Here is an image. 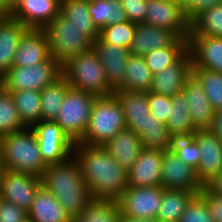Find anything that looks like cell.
<instances>
[{"mask_svg": "<svg viewBox=\"0 0 222 222\" xmlns=\"http://www.w3.org/2000/svg\"><path fill=\"white\" fill-rule=\"evenodd\" d=\"M153 74L144 57L129 55L123 77V90L149 91Z\"/></svg>", "mask_w": 222, "mask_h": 222, "instance_id": "83f0119b", "label": "cell"}, {"mask_svg": "<svg viewBox=\"0 0 222 222\" xmlns=\"http://www.w3.org/2000/svg\"><path fill=\"white\" fill-rule=\"evenodd\" d=\"M28 218L33 222H72L59 201L41 186L32 201Z\"/></svg>", "mask_w": 222, "mask_h": 222, "instance_id": "d4e9b609", "label": "cell"}, {"mask_svg": "<svg viewBox=\"0 0 222 222\" xmlns=\"http://www.w3.org/2000/svg\"><path fill=\"white\" fill-rule=\"evenodd\" d=\"M97 97L69 87L55 122L74 143L79 142L88 126L92 105Z\"/></svg>", "mask_w": 222, "mask_h": 222, "instance_id": "ba28073f", "label": "cell"}, {"mask_svg": "<svg viewBox=\"0 0 222 222\" xmlns=\"http://www.w3.org/2000/svg\"><path fill=\"white\" fill-rule=\"evenodd\" d=\"M146 10L145 24L171 31L178 38L188 39L191 21L174 0H147Z\"/></svg>", "mask_w": 222, "mask_h": 222, "instance_id": "7c38bea8", "label": "cell"}, {"mask_svg": "<svg viewBox=\"0 0 222 222\" xmlns=\"http://www.w3.org/2000/svg\"><path fill=\"white\" fill-rule=\"evenodd\" d=\"M0 140L6 169L42 176L48 165L42 159L39 143L32 128L26 127L6 134Z\"/></svg>", "mask_w": 222, "mask_h": 222, "instance_id": "277c9868", "label": "cell"}, {"mask_svg": "<svg viewBox=\"0 0 222 222\" xmlns=\"http://www.w3.org/2000/svg\"><path fill=\"white\" fill-rule=\"evenodd\" d=\"M210 130L222 140V109L215 111Z\"/></svg>", "mask_w": 222, "mask_h": 222, "instance_id": "c3c4849f", "label": "cell"}, {"mask_svg": "<svg viewBox=\"0 0 222 222\" xmlns=\"http://www.w3.org/2000/svg\"><path fill=\"white\" fill-rule=\"evenodd\" d=\"M25 128L18 115L12 94L4 89L0 92V138Z\"/></svg>", "mask_w": 222, "mask_h": 222, "instance_id": "74e56055", "label": "cell"}, {"mask_svg": "<svg viewBox=\"0 0 222 222\" xmlns=\"http://www.w3.org/2000/svg\"><path fill=\"white\" fill-rule=\"evenodd\" d=\"M50 56L61 66L93 46V41L60 13L44 28Z\"/></svg>", "mask_w": 222, "mask_h": 222, "instance_id": "52a82bcc", "label": "cell"}, {"mask_svg": "<svg viewBox=\"0 0 222 222\" xmlns=\"http://www.w3.org/2000/svg\"><path fill=\"white\" fill-rule=\"evenodd\" d=\"M192 72L200 79L204 92L211 107L215 110L222 109V73L213 72L202 68H192Z\"/></svg>", "mask_w": 222, "mask_h": 222, "instance_id": "f35d334b", "label": "cell"}, {"mask_svg": "<svg viewBox=\"0 0 222 222\" xmlns=\"http://www.w3.org/2000/svg\"><path fill=\"white\" fill-rule=\"evenodd\" d=\"M205 197L209 213L215 222H222V196L210 193L205 187L200 192Z\"/></svg>", "mask_w": 222, "mask_h": 222, "instance_id": "f6af8a7d", "label": "cell"}, {"mask_svg": "<svg viewBox=\"0 0 222 222\" xmlns=\"http://www.w3.org/2000/svg\"><path fill=\"white\" fill-rule=\"evenodd\" d=\"M221 3L222 0H191V21L203 10Z\"/></svg>", "mask_w": 222, "mask_h": 222, "instance_id": "bcb514c9", "label": "cell"}, {"mask_svg": "<svg viewBox=\"0 0 222 222\" xmlns=\"http://www.w3.org/2000/svg\"><path fill=\"white\" fill-rule=\"evenodd\" d=\"M164 190L162 186L127 187L117 200L121 216L156 220Z\"/></svg>", "mask_w": 222, "mask_h": 222, "instance_id": "30bf717a", "label": "cell"}, {"mask_svg": "<svg viewBox=\"0 0 222 222\" xmlns=\"http://www.w3.org/2000/svg\"><path fill=\"white\" fill-rule=\"evenodd\" d=\"M69 87L67 80L61 76L53 84L44 87L40 91L41 116L43 121L56 120Z\"/></svg>", "mask_w": 222, "mask_h": 222, "instance_id": "d6a6232c", "label": "cell"}, {"mask_svg": "<svg viewBox=\"0 0 222 222\" xmlns=\"http://www.w3.org/2000/svg\"><path fill=\"white\" fill-rule=\"evenodd\" d=\"M187 99L191 121L196 131L210 130L215 110L207 99L200 79L191 72L182 91Z\"/></svg>", "mask_w": 222, "mask_h": 222, "instance_id": "e0dca14e", "label": "cell"}, {"mask_svg": "<svg viewBox=\"0 0 222 222\" xmlns=\"http://www.w3.org/2000/svg\"><path fill=\"white\" fill-rule=\"evenodd\" d=\"M62 76V66L51 56L44 62L30 67L12 66L4 74L5 90L8 92L35 90L53 84Z\"/></svg>", "mask_w": 222, "mask_h": 222, "instance_id": "9c48e42d", "label": "cell"}, {"mask_svg": "<svg viewBox=\"0 0 222 222\" xmlns=\"http://www.w3.org/2000/svg\"><path fill=\"white\" fill-rule=\"evenodd\" d=\"M50 57L48 38L44 29L29 28L21 37L12 66L30 67Z\"/></svg>", "mask_w": 222, "mask_h": 222, "instance_id": "ffe728a7", "label": "cell"}, {"mask_svg": "<svg viewBox=\"0 0 222 222\" xmlns=\"http://www.w3.org/2000/svg\"><path fill=\"white\" fill-rule=\"evenodd\" d=\"M41 184L71 218L79 216L93 200L82 178L80 165L73 156L63 163L48 165L41 176Z\"/></svg>", "mask_w": 222, "mask_h": 222, "instance_id": "3957f363", "label": "cell"}, {"mask_svg": "<svg viewBox=\"0 0 222 222\" xmlns=\"http://www.w3.org/2000/svg\"><path fill=\"white\" fill-rule=\"evenodd\" d=\"M5 89L4 74L0 71V92Z\"/></svg>", "mask_w": 222, "mask_h": 222, "instance_id": "11a10c76", "label": "cell"}, {"mask_svg": "<svg viewBox=\"0 0 222 222\" xmlns=\"http://www.w3.org/2000/svg\"><path fill=\"white\" fill-rule=\"evenodd\" d=\"M92 48L101 61L109 87L113 91L121 89L129 50L105 43L100 37L93 42Z\"/></svg>", "mask_w": 222, "mask_h": 222, "instance_id": "d6986e66", "label": "cell"}, {"mask_svg": "<svg viewBox=\"0 0 222 222\" xmlns=\"http://www.w3.org/2000/svg\"><path fill=\"white\" fill-rule=\"evenodd\" d=\"M41 186L39 176L5 169L0 178V198L28 212Z\"/></svg>", "mask_w": 222, "mask_h": 222, "instance_id": "4fadbf2b", "label": "cell"}, {"mask_svg": "<svg viewBox=\"0 0 222 222\" xmlns=\"http://www.w3.org/2000/svg\"><path fill=\"white\" fill-rule=\"evenodd\" d=\"M60 14L74 26L82 30L93 42L100 37V31L94 25L86 0H61Z\"/></svg>", "mask_w": 222, "mask_h": 222, "instance_id": "4316f807", "label": "cell"}, {"mask_svg": "<svg viewBox=\"0 0 222 222\" xmlns=\"http://www.w3.org/2000/svg\"><path fill=\"white\" fill-rule=\"evenodd\" d=\"M210 193L222 196V172L204 186Z\"/></svg>", "mask_w": 222, "mask_h": 222, "instance_id": "7dc6e473", "label": "cell"}, {"mask_svg": "<svg viewBox=\"0 0 222 222\" xmlns=\"http://www.w3.org/2000/svg\"><path fill=\"white\" fill-rule=\"evenodd\" d=\"M188 51L192 68L222 73V38L189 36Z\"/></svg>", "mask_w": 222, "mask_h": 222, "instance_id": "44dd1931", "label": "cell"}, {"mask_svg": "<svg viewBox=\"0 0 222 222\" xmlns=\"http://www.w3.org/2000/svg\"><path fill=\"white\" fill-rule=\"evenodd\" d=\"M161 186L165 189L188 190L199 194L203 186L196 171L185 164L176 154L164 151L161 169Z\"/></svg>", "mask_w": 222, "mask_h": 222, "instance_id": "9a60e30c", "label": "cell"}, {"mask_svg": "<svg viewBox=\"0 0 222 222\" xmlns=\"http://www.w3.org/2000/svg\"><path fill=\"white\" fill-rule=\"evenodd\" d=\"M27 218V211L0 198V222H23Z\"/></svg>", "mask_w": 222, "mask_h": 222, "instance_id": "ee69618b", "label": "cell"}, {"mask_svg": "<svg viewBox=\"0 0 222 222\" xmlns=\"http://www.w3.org/2000/svg\"><path fill=\"white\" fill-rule=\"evenodd\" d=\"M195 133L170 134L168 152L176 154L185 164L197 169L200 148L194 140Z\"/></svg>", "mask_w": 222, "mask_h": 222, "instance_id": "8d00e7d4", "label": "cell"}, {"mask_svg": "<svg viewBox=\"0 0 222 222\" xmlns=\"http://www.w3.org/2000/svg\"><path fill=\"white\" fill-rule=\"evenodd\" d=\"M192 72V59L187 51L174 65L153 75L150 92L172 97L183 91L186 77Z\"/></svg>", "mask_w": 222, "mask_h": 222, "instance_id": "7402d4cb", "label": "cell"}, {"mask_svg": "<svg viewBox=\"0 0 222 222\" xmlns=\"http://www.w3.org/2000/svg\"><path fill=\"white\" fill-rule=\"evenodd\" d=\"M39 143L42 159L47 165L67 161L74 151V142L55 121H43L32 127Z\"/></svg>", "mask_w": 222, "mask_h": 222, "instance_id": "8fae6325", "label": "cell"}, {"mask_svg": "<svg viewBox=\"0 0 222 222\" xmlns=\"http://www.w3.org/2000/svg\"><path fill=\"white\" fill-rule=\"evenodd\" d=\"M103 147L112 158L127 171L138 159L143 149L140 136L127 128L119 131L113 138L108 140Z\"/></svg>", "mask_w": 222, "mask_h": 222, "instance_id": "cb8c5ba5", "label": "cell"}, {"mask_svg": "<svg viewBox=\"0 0 222 222\" xmlns=\"http://www.w3.org/2000/svg\"><path fill=\"white\" fill-rule=\"evenodd\" d=\"M119 222H157V220L153 219H144V218H132V217H123L120 216Z\"/></svg>", "mask_w": 222, "mask_h": 222, "instance_id": "816d5d0a", "label": "cell"}, {"mask_svg": "<svg viewBox=\"0 0 222 222\" xmlns=\"http://www.w3.org/2000/svg\"><path fill=\"white\" fill-rule=\"evenodd\" d=\"M147 102L152 115L160 122L167 123L172 100L170 96L147 91Z\"/></svg>", "mask_w": 222, "mask_h": 222, "instance_id": "b9f144b4", "label": "cell"}, {"mask_svg": "<svg viewBox=\"0 0 222 222\" xmlns=\"http://www.w3.org/2000/svg\"><path fill=\"white\" fill-rule=\"evenodd\" d=\"M195 195L196 193L193 191L165 189L156 220L158 222H179L183 211Z\"/></svg>", "mask_w": 222, "mask_h": 222, "instance_id": "f1b7e54d", "label": "cell"}, {"mask_svg": "<svg viewBox=\"0 0 222 222\" xmlns=\"http://www.w3.org/2000/svg\"><path fill=\"white\" fill-rule=\"evenodd\" d=\"M113 95L122 107L127 129L140 136L143 148L167 151L170 132L150 112L147 91L117 89Z\"/></svg>", "mask_w": 222, "mask_h": 222, "instance_id": "7a4b0ae2", "label": "cell"}, {"mask_svg": "<svg viewBox=\"0 0 222 222\" xmlns=\"http://www.w3.org/2000/svg\"><path fill=\"white\" fill-rule=\"evenodd\" d=\"M177 38L171 31L137 23L135 36L128 50L131 55L144 57L151 51L169 47Z\"/></svg>", "mask_w": 222, "mask_h": 222, "instance_id": "603a6c76", "label": "cell"}, {"mask_svg": "<svg viewBox=\"0 0 222 222\" xmlns=\"http://www.w3.org/2000/svg\"><path fill=\"white\" fill-rule=\"evenodd\" d=\"M28 29L10 16L0 25V71L3 74L12 67L19 41Z\"/></svg>", "mask_w": 222, "mask_h": 222, "instance_id": "484cf974", "label": "cell"}, {"mask_svg": "<svg viewBox=\"0 0 222 222\" xmlns=\"http://www.w3.org/2000/svg\"><path fill=\"white\" fill-rule=\"evenodd\" d=\"M135 31L136 23L126 21L111 26H105L100 31V38L105 43L129 49L135 36Z\"/></svg>", "mask_w": 222, "mask_h": 222, "instance_id": "ab89813d", "label": "cell"}, {"mask_svg": "<svg viewBox=\"0 0 222 222\" xmlns=\"http://www.w3.org/2000/svg\"><path fill=\"white\" fill-rule=\"evenodd\" d=\"M172 104L166 123L170 134L195 133L196 130L191 121L188 102L183 92L171 97Z\"/></svg>", "mask_w": 222, "mask_h": 222, "instance_id": "e575fe53", "label": "cell"}, {"mask_svg": "<svg viewBox=\"0 0 222 222\" xmlns=\"http://www.w3.org/2000/svg\"><path fill=\"white\" fill-rule=\"evenodd\" d=\"M62 76L70 87L86 91L96 97H107L114 93L93 48L74 56L62 65Z\"/></svg>", "mask_w": 222, "mask_h": 222, "instance_id": "5b68a950", "label": "cell"}, {"mask_svg": "<svg viewBox=\"0 0 222 222\" xmlns=\"http://www.w3.org/2000/svg\"><path fill=\"white\" fill-rule=\"evenodd\" d=\"M61 0H17L10 17L28 28L44 29L59 13Z\"/></svg>", "mask_w": 222, "mask_h": 222, "instance_id": "2e32d148", "label": "cell"}, {"mask_svg": "<svg viewBox=\"0 0 222 222\" xmlns=\"http://www.w3.org/2000/svg\"><path fill=\"white\" fill-rule=\"evenodd\" d=\"M179 222H215L209 213L205 197L201 193L191 199Z\"/></svg>", "mask_w": 222, "mask_h": 222, "instance_id": "60d3db41", "label": "cell"}, {"mask_svg": "<svg viewBox=\"0 0 222 222\" xmlns=\"http://www.w3.org/2000/svg\"><path fill=\"white\" fill-rule=\"evenodd\" d=\"M194 140L200 148V160L195 170L196 176L204 187L222 172V140L211 130L196 131Z\"/></svg>", "mask_w": 222, "mask_h": 222, "instance_id": "5bb4252c", "label": "cell"}, {"mask_svg": "<svg viewBox=\"0 0 222 222\" xmlns=\"http://www.w3.org/2000/svg\"><path fill=\"white\" fill-rule=\"evenodd\" d=\"M188 51V39L177 38L169 47L151 51L144 56L153 75L174 65Z\"/></svg>", "mask_w": 222, "mask_h": 222, "instance_id": "4dcf8cb0", "label": "cell"}, {"mask_svg": "<svg viewBox=\"0 0 222 222\" xmlns=\"http://www.w3.org/2000/svg\"><path fill=\"white\" fill-rule=\"evenodd\" d=\"M74 155L93 199L115 200L127 189V170L102 145L74 144Z\"/></svg>", "mask_w": 222, "mask_h": 222, "instance_id": "6da1fadb", "label": "cell"}, {"mask_svg": "<svg viewBox=\"0 0 222 222\" xmlns=\"http://www.w3.org/2000/svg\"><path fill=\"white\" fill-rule=\"evenodd\" d=\"M189 36L222 38V3L203 10L191 21Z\"/></svg>", "mask_w": 222, "mask_h": 222, "instance_id": "836d02e7", "label": "cell"}, {"mask_svg": "<svg viewBox=\"0 0 222 222\" xmlns=\"http://www.w3.org/2000/svg\"><path fill=\"white\" fill-rule=\"evenodd\" d=\"M23 222H33V221H31L29 218H27L25 221H23Z\"/></svg>", "mask_w": 222, "mask_h": 222, "instance_id": "9f6ffc18", "label": "cell"}, {"mask_svg": "<svg viewBox=\"0 0 222 222\" xmlns=\"http://www.w3.org/2000/svg\"><path fill=\"white\" fill-rule=\"evenodd\" d=\"M10 93L15 101L20 120L25 127L32 128L42 120L40 92L24 90Z\"/></svg>", "mask_w": 222, "mask_h": 222, "instance_id": "1f68e13d", "label": "cell"}, {"mask_svg": "<svg viewBox=\"0 0 222 222\" xmlns=\"http://www.w3.org/2000/svg\"><path fill=\"white\" fill-rule=\"evenodd\" d=\"M17 0H0V6L7 12L11 13L16 5Z\"/></svg>", "mask_w": 222, "mask_h": 222, "instance_id": "f907efd6", "label": "cell"}, {"mask_svg": "<svg viewBox=\"0 0 222 222\" xmlns=\"http://www.w3.org/2000/svg\"><path fill=\"white\" fill-rule=\"evenodd\" d=\"M89 11L93 23L99 31L105 26L128 21L120 0L91 1L89 2Z\"/></svg>", "mask_w": 222, "mask_h": 222, "instance_id": "f546056e", "label": "cell"}, {"mask_svg": "<svg viewBox=\"0 0 222 222\" xmlns=\"http://www.w3.org/2000/svg\"><path fill=\"white\" fill-rule=\"evenodd\" d=\"M126 128L122 107L117 98L114 95L97 97L92 105L85 134L78 143L103 146Z\"/></svg>", "mask_w": 222, "mask_h": 222, "instance_id": "8992f818", "label": "cell"}, {"mask_svg": "<svg viewBox=\"0 0 222 222\" xmlns=\"http://www.w3.org/2000/svg\"><path fill=\"white\" fill-rule=\"evenodd\" d=\"M120 216L117 201L93 199L72 222H119Z\"/></svg>", "mask_w": 222, "mask_h": 222, "instance_id": "d590c367", "label": "cell"}, {"mask_svg": "<svg viewBox=\"0 0 222 222\" xmlns=\"http://www.w3.org/2000/svg\"><path fill=\"white\" fill-rule=\"evenodd\" d=\"M10 16V13L7 12L4 8H2L0 6V25L6 20L8 19V17Z\"/></svg>", "mask_w": 222, "mask_h": 222, "instance_id": "db71d44e", "label": "cell"}, {"mask_svg": "<svg viewBox=\"0 0 222 222\" xmlns=\"http://www.w3.org/2000/svg\"><path fill=\"white\" fill-rule=\"evenodd\" d=\"M179 6H181L188 19L191 21V0H174Z\"/></svg>", "mask_w": 222, "mask_h": 222, "instance_id": "681fc988", "label": "cell"}, {"mask_svg": "<svg viewBox=\"0 0 222 222\" xmlns=\"http://www.w3.org/2000/svg\"><path fill=\"white\" fill-rule=\"evenodd\" d=\"M163 151L143 148L127 171L128 187L161 186Z\"/></svg>", "mask_w": 222, "mask_h": 222, "instance_id": "ac0fdd59", "label": "cell"}, {"mask_svg": "<svg viewBox=\"0 0 222 222\" xmlns=\"http://www.w3.org/2000/svg\"><path fill=\"white\" fill-rule=\"evenodd\" d=\"M129 22L145 23L147 0H120Z\"/></svg>", "mask_w": 222, "mask_h": 222, "instance_id": "7bdbcfd3", "label": "cell"}, {"mask_svg": "<svg viewBox=\"0 0 222 222\" xmlns=\"http://www.w3.org/2000/svg\"><path fill=\"white\" fill-rule=\"evenodd\" d=\"M5 166L3 163V149H2V142L0 140V178L2 177L4 171H5Z\"/></svg>", "mask_w": 222, "mask_h": 222, "instance_id": "f5cc1de1", "label": "cell"}]
</instances>
